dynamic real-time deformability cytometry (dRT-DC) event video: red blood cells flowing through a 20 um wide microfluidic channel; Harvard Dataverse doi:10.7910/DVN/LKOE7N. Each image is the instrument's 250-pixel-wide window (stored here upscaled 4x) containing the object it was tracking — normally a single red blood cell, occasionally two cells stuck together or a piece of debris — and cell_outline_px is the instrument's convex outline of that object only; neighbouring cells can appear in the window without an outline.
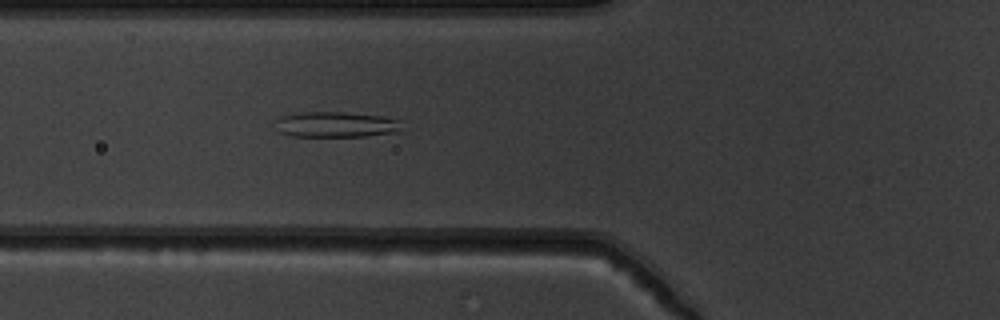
{"species": "common noctule bat (a hibernating species)", "species_latin": "Nyctalus noctula", "temperature_condition": "warm", "stored_images_in_passage": 53, "camera_frame_rate_fps": 3000, "um_per_image_px": 0.085, "animal": {"sex": "male", "body_mass_g": 19.5, "forearm_length_mm": 54.6}, "frame": {"image": 1, "passage_image": 20, "time_ms": 6.333, "image_size_px": [1000, 320], "cell_outline_px": [[400, 132], [364, 136], [292, 136], [280, 132], [276, 120], [280, 116], [304, 112], [344, 112], [380, 116], [396, 120], [400, 128]], "centroid_in_image_um": [28.53, 10.58], "position_along_channel_um": 97.3, "area_um2": 18.44}}
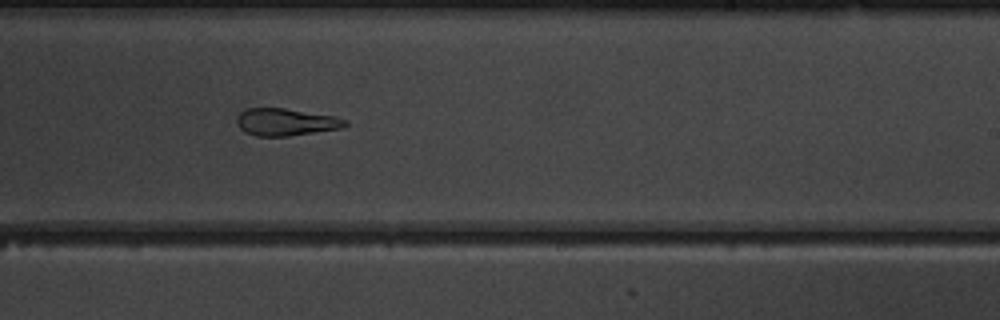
{"frame": {"image": 2, "passage_image": 33, "time_ms": 10.667, "image_size_px": [1000, 320], "cell_outline_px": [[348, 124], [344, 128], [288, 136], [256, 136], [244, 132], [236, 124], [236, 116], [244, 108], [284, 108], [336, 116], [348, 120]], "centroid_in_image_um": [24.29, 10.37], "position_along_channel_um": 264.7, "area_um2": 17.51}}
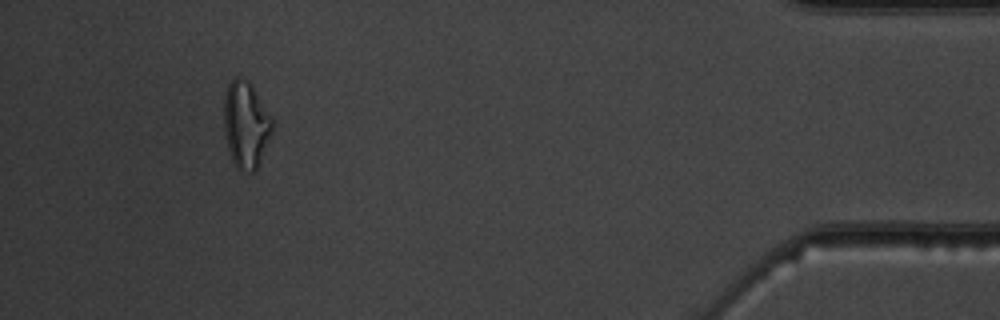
{"frame": {"image": 3, "passage_image": 49, "time_ms": 16.0, "image_size_px": [1000, 320], "cell_outline_px": [[276, 128], [256, 168], [252, 172], [240, 172], [236, 168], [232, 160], [228, 148], [224, 128], [224, 96], [228, 84], [236, 76], [248, 80], [252, 84], [272, 116]], "centroid_in_image_um": [20.93, 10.59], "position_along_channel_um": 414.3, "area_um2": 24.97}}